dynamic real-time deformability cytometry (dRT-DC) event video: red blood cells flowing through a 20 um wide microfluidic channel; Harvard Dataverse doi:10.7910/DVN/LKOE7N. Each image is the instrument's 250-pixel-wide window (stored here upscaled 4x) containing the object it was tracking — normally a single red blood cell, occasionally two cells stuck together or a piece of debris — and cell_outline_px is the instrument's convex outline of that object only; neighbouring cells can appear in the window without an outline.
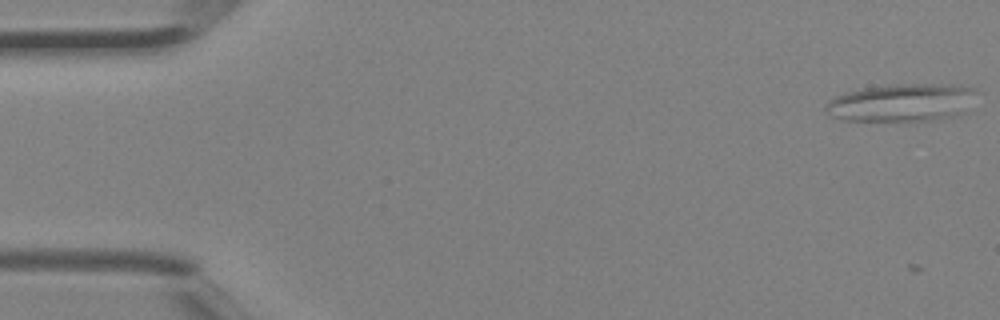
{"species": "Egyptian fruit bat (a non-hibernating species)", "species_latin": "Rousettus aegyptiacus", "temperature_condition": "room temperature", "stored_images_in_passage": 8, "camera_frame_rate_fps": 3000, "um_per_image_px": 0.085, "animal": {"sex": "female"}, "frame": {"image": 1, "passage_image": 1, "time_ms": 0.0, "image_size_px": [1000, 320], "cell_outline_px": [[976, 92], [964, 112], [956, 116], [936, 120], [844, 120], [832, 116], [824, 112], [824, 108], [828, 100], [844, 92], [860, 88], [888, 84], [960, 84], [972, 88]], "centroid_in_image_um": [76.61, 8.7], "position_along_channel_um": 8.4, "area_um2": 33.41}}